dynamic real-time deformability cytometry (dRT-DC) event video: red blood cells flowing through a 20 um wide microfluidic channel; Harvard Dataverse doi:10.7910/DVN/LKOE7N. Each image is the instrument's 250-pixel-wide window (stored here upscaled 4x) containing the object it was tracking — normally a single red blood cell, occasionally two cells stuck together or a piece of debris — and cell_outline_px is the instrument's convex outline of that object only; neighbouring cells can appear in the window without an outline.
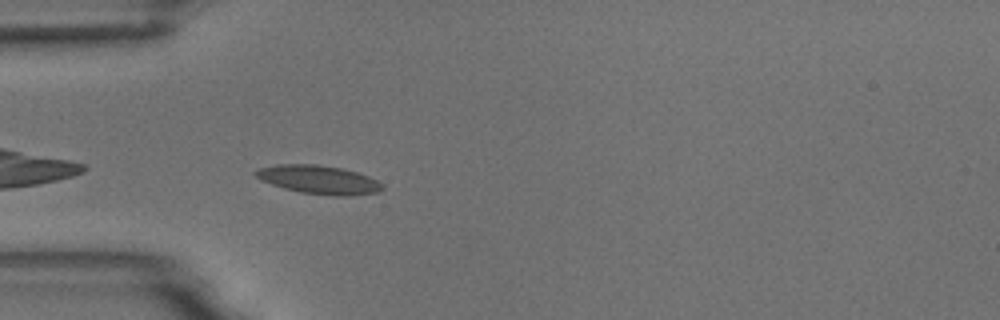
{"species": "common noctule bat (a hibernating species)", "species_latin": "Nyctalus noctula", "temperature_condition": "room temperature", "stored_images_in_passage": 4, "camera_frame_rate_fps": 3000, "um_per_image_px": 0.085, "animal": {"sex": "male", "body_mass_g": 18.8}, "frame": {"image": 1, "passage_image": 4, "time_ms": 4.333, "image_size_px": [1000, 320], "cell_outline_px": [[384, 188], [380, 192], [352, 196], [336, 196], [300, 192], [284, 188], [260, 180], [252, 172], [256, 168], [276, 164], [316, 164], [344, 168], [368, 176], [384, 184]], "centroid_in_image_um": [27.09, 15.27], "position_along_channel_um": 57.9, "area_um2": 21.39}}